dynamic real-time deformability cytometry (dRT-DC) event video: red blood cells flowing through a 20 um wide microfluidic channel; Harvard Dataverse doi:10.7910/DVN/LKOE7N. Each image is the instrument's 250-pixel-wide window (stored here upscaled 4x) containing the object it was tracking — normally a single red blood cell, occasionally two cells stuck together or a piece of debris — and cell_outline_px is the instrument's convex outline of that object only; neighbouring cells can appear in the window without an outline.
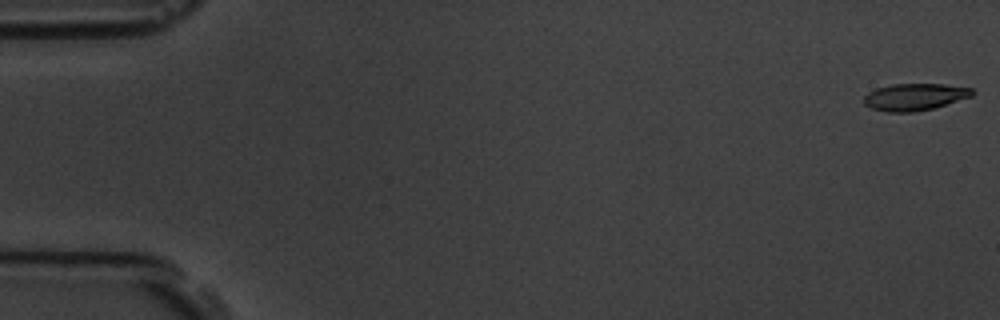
{"species": "common noctule bat (a hibernating species)", "species_latin": "Nyctalus noctula", "temperature_condition": "room temperature", "stored_images_in_passage": 5, "camera_frame_rate_fps": 3000, "um_per_image_px": 0.085, "animal": {"sex": "male", "body_mass_g": 19.5, "forearm_length_mm": 54.6}, "frame": {"image": 1, "passage_image": 1, "time_ms": 0.0, "image_size_px": [1000, 320], "cell_outline_px": [[976, 92], [972, 96], [932, 108], [912, 112], [888, 112], [872, 108], [864, 104], [864, 96], [868, 92], [876, 88], [892, 84], [944, 84], [972, 88]], "centroid_in_image_um": [77.74, 8.22], "position_along_channel_um": 7.3, "area_um2": 16.94}}
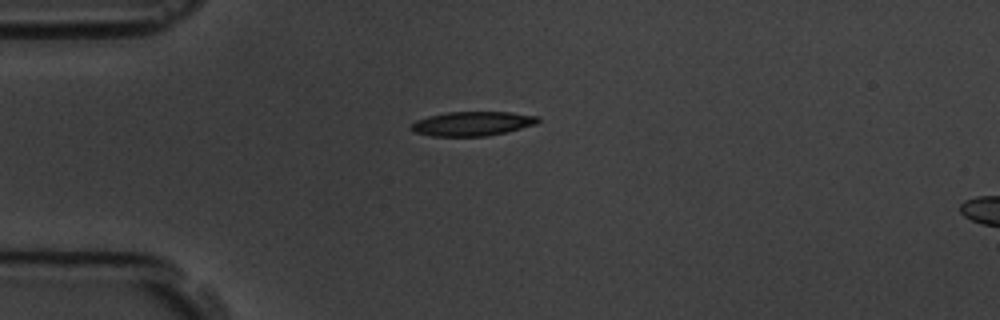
{"frame": {"image": 2, "passage_image": 5, "time_ms": 4.667, "image_size_px": [1000, 320], "cell_outline_px": [[540, 120], [536, 124], [508, 132], [488, 136], [432, 136], [416, 132], [412, 128], [412, 124], [416, 120], [428, 116], [448, 112], [512, 112], [540, 116]], "centroid_in_image_um": [40.22, 10.5], "position_along_channel_um": 44.8, "area_um2": 17.98}}